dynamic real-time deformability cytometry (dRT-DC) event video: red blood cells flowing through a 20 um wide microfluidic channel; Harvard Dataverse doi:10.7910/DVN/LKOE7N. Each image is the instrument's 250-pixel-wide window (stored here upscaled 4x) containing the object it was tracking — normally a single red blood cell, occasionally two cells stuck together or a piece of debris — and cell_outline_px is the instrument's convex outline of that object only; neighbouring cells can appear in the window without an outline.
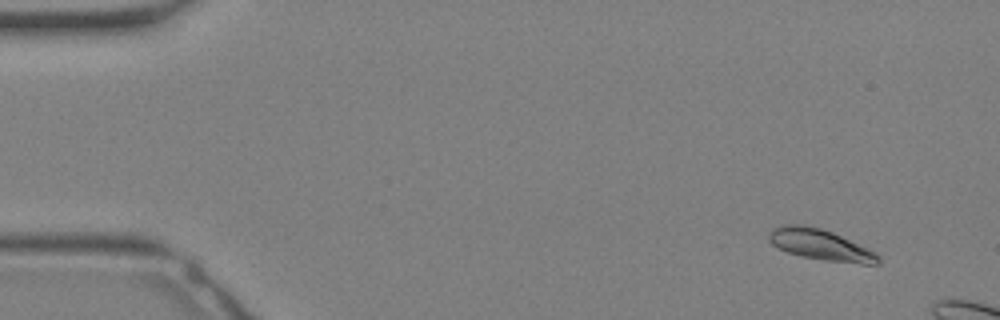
{"species": "Egyptian fruit bat (a non-hibernating species)", "species_latin": "Rousettus aegyptiacus", "temperature_condition": "warm", "stored_images_in_passage": 7, "camera_frame_rate_fps": 3000, "um_per_image_px": 0.085, "animal": {"sex": "female"}, "frame": {"image": 1, "passage_image": 2, "time_ms": 0.333, "image_size_px": [1000, 320], "cell_outline_px": [[880, 264], [860, 264], [824, 260], [800, 256], [776, 248], [772, 244], [768, 236], [768, 232], [772, 228], [784, 224], [804, 224], [820, 228], [832, 232], [868, 248], [880, 256]], "centroid_in_image_um": [69.72, 20.8], "position_along_channel_um": 15.3, "area_um2": 19.83}}